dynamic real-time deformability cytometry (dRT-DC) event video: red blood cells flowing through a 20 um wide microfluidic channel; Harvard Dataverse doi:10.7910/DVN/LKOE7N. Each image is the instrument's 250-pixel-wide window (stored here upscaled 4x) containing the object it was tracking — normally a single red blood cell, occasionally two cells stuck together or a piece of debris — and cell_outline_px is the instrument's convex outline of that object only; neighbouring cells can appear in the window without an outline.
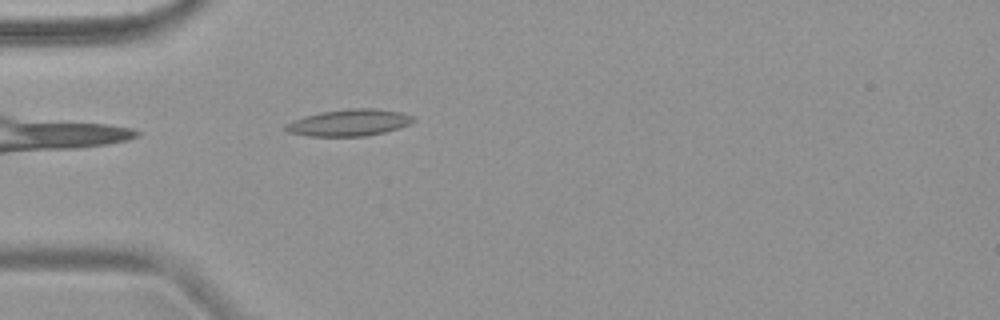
{"species": "common noctule bat (a hibernating species)", "species_latin": "Nyctalus noctula", "temperature_condition": "warm", "stored_images_in_passage": 2, "camera_frame_rate_fps": 3000, "um_per_image_px": 0.085, "animal": {"sex": "female", "body_mass_g": 18.4}, "frame": {"image": 1, "passage_image": 2, "time_ms": 1.333, "image_size_px": [1000, 320], "cell_outline_px": [[416, 120], [400, 128], [384, 132], [364, 136], [308, 136], [288, 132], [284, 128], [284, 124], [304, 116], [320, 112], [348, 108], [376, 108], [400, 112], [412, 116]], "centroid_in_image_um": [29.66, 10.42], "position_along_channel_um": 55.3, "area_um2": 19.88}}